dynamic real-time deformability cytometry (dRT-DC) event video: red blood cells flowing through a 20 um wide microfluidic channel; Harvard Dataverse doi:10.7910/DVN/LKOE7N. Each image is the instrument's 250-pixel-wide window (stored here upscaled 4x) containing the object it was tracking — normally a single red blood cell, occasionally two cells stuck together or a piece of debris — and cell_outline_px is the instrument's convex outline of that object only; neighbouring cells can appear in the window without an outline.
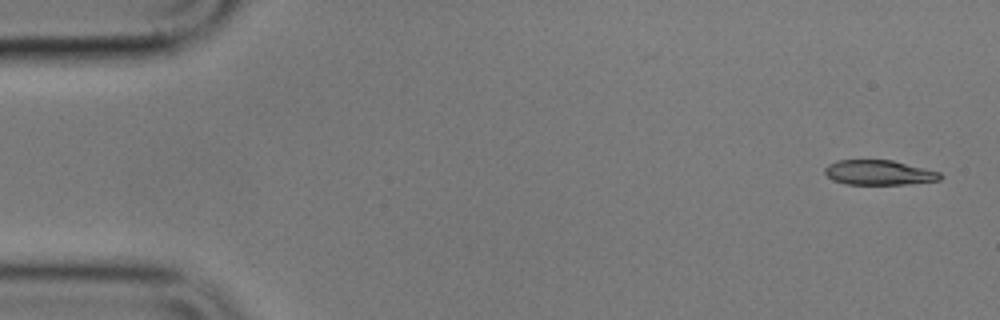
{"species": "common noctule bat (a hibernating species)", "species_latin": "Nyctalus noctula", "temperature_condition": "cold", "stored_images_in_passage": 5, "camera_frame_rate_fps": 3000, "um_per_image_px": 0.085, "animal": {"sex": "male", "body_mass_g": 17.9}, "frame": {"image": 1, "passage_image": 1, "time_ms": 0.0, "image_size_px": [1000, 320], "cell_outline_px": [[944, 176], [940, 180], [908, 184], [844, 184], [832, 180], [824, 172], [824, 168], [828, 164], [836, 160], [892, 160], [940, 172]], "centroid_in_image_um": [74.7, 14.67], "position_along_channel_um": 10.3, "area_um2": 16.76}}
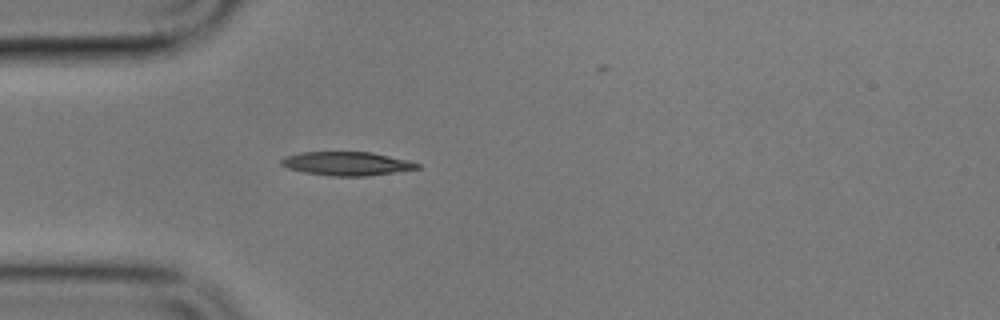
{"frame": {"image": 2, "passage_image": 5, "time_ms": 4.667, "image_size_px": [1000, 320], "cell_outline_px": [[420, 168], [364, 176], [332, 176], [304, 172], [288, 168], [280, 164], [280, 160], [284, 156], [300, 152], [372, 152], [408, 160], [420, 164]], "centroid_in_image_um": [29.43, 13.9], "position_along_channel_um": 55.6, "area_um2": 18.67}}